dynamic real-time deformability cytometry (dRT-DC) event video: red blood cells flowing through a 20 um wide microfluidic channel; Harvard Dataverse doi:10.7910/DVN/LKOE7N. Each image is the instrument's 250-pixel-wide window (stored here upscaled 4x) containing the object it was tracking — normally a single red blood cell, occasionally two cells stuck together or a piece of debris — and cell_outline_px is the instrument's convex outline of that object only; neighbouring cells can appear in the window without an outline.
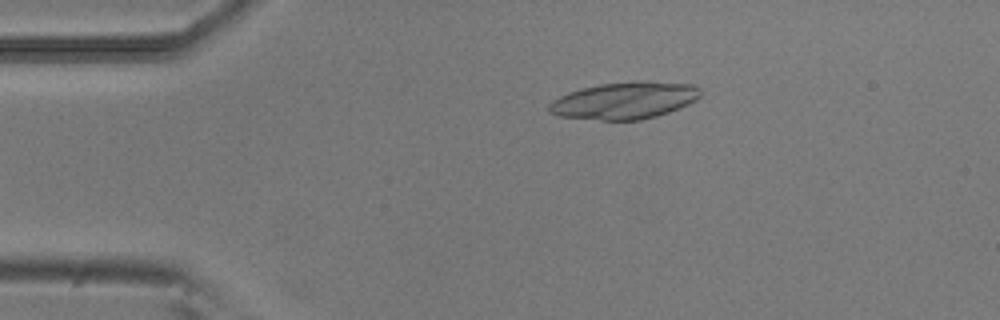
{"species": "common noctule bat (a hibernating species)", "species_latin": "Nyctalus noctula", "temperature_condition": "room temperature", "stored_images_in_passage": 49, "camera_frame_rate_fps": 3000, "um_per_image_px": 0.085, "animal": {"sex": "male", "body_mass_g": 20.5, "forearm_length_mm": 52.5}, "frame": {"image": 1, "passage_image": 10, "time_ms": 3.0, "image_size_px": [1000, 320], "cell_outline_px": [[700, 96], [696, 100], [680, 108], [656, 116], [640, 120], [600, 120], [556, 116], [548, 112], [548, 104], [552, 100], [568, 92], [600, 84], [692, 84], [700, 88]], "centroid_in_image_um": [53.0, 8.61], "position_along_channel_um": 32.0, "area_um2": 31.5}}